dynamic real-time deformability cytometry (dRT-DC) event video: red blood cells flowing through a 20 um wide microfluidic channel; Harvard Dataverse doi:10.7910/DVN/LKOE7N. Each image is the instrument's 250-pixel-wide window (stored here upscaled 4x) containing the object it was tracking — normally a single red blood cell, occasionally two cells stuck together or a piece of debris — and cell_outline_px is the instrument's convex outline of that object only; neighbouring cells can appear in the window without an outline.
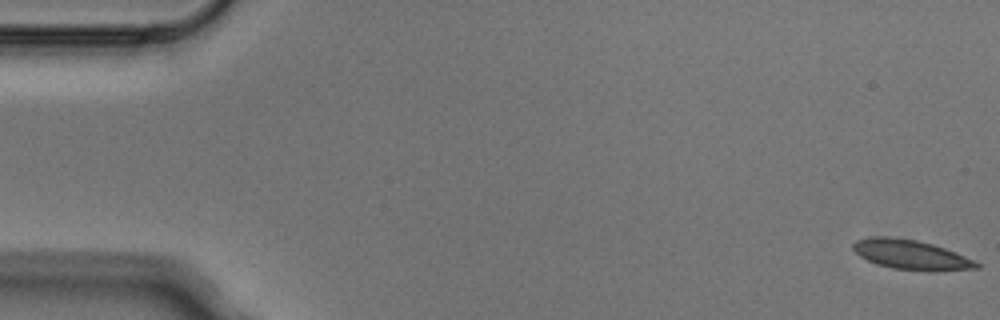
{"species": "Egyptian fruit bat (a non-hibernating species)", "species_latin": "Rousettus aegyptiacus", "temperature_condition": "cold", "stored_images_in_passage": 6, "camera_frame_rate_fps": 3000, "um_per_image_px": 0.085, "animal": {"sex": "male"}, "frame": {"image": 1, "passage_image": 1, "time_ms": 0.0, "image_size_px": [1000, 320], "cell_outline_px": [[980, 268], [932, 272], [892, 268], [876, 264], [860, 256], [852, 248], [852, 244], [856, 240], [868, 236], [888, 236], [916, 240], [932, 244], [956, 252], [976, 260], [980, 264]], "centroid_in_image_um": [77.46, 21.66], "position_along_channel_um": 7.5, "area_um2": 21.62}}